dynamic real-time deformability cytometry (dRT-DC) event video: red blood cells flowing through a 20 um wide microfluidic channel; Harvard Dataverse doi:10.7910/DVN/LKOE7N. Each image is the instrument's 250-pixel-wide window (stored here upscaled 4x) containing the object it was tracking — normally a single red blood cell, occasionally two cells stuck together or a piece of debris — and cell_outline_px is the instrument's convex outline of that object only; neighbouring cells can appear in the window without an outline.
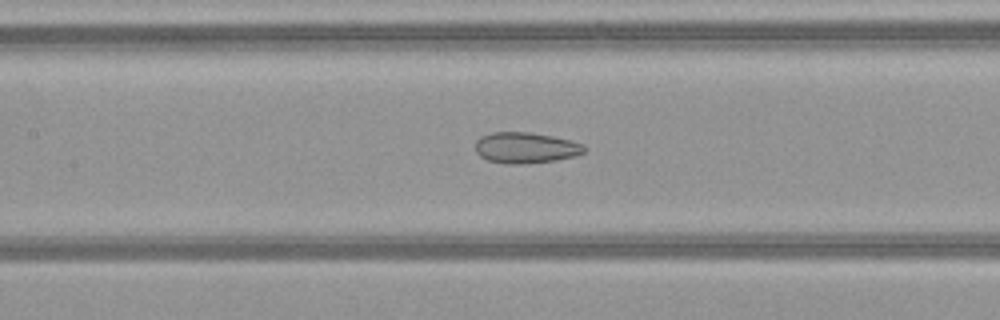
{"species": "common noctule bat (a hibernating species)", "species_latin": "Nyctalus noctula", "temperature_condition": "warm", "stored_images_in_passage": 50, "camera_frame_rate_fps": 3000, "um_per_image_px": 0.085, "animal": {"sex": "female", "body_mass_g": 21.9}, "frame": {"image": 1, "passage_image": 24, "time_ms": 7.667, "image_size_px": [1000, 320], "cell_outline_px": [[584, 152], [576, 156], [556, 160], [520, 164], [508, 164], [488, 160], [480, 156], [476, 152], [476, 140], [480, 136], [492, 132], [528, 132], [552, 136], [584, 144]], "centroid_in_image_um": [44.66, 12.56], "position_along_channel_um": 162.7, "area_um2": 19.54}}
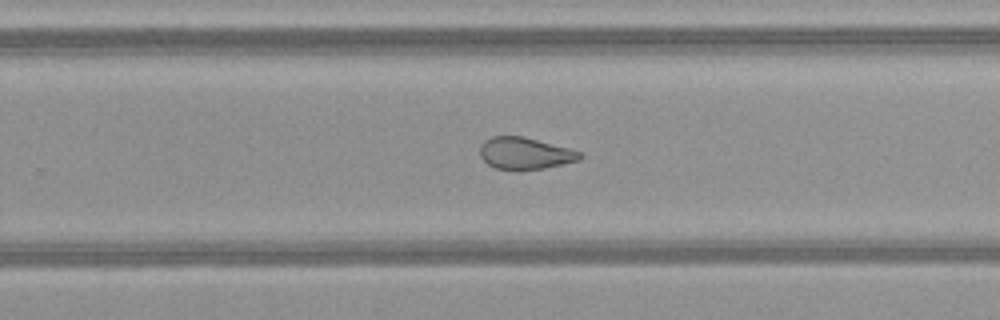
{"frame": {"image": 2, "passage_image": 33, "time_ms": 10.667, "image_size_px": [1000, 320], "cell_outline_px": [[584, 156], [580, 160], [544, 168], [496, 168], [488, 164], [480, 156], [480, 144], [484, 140], [492, 136], [524, 136], [568, 148], [580, 152]], "centroid_in_image_um": [44.62, 13.0], "position_along_channel_um": 285.2, "area_um2": 18.21}}
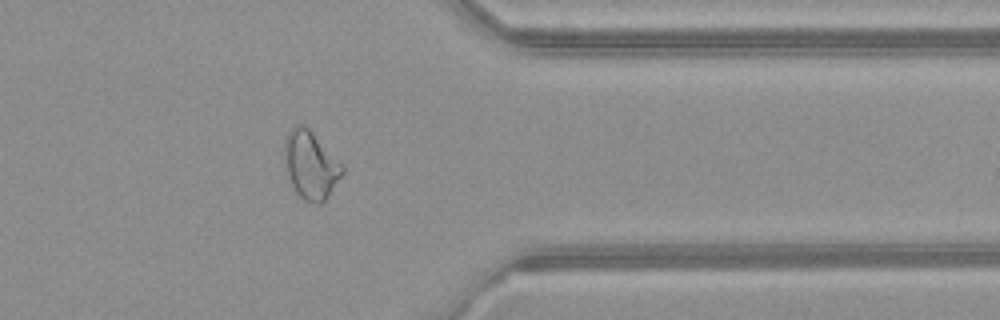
{"frame": {"image": 3, "passage_image": 41, "time_ms": 13.333, "image_size_px": [1000, 320], "cell_outline_px": [[344, 172], [328, 196], [320, 204], [316, 204], [304, 200], [296, 192], [288, 176], [284, 156], [284, 140], [288, 132], [296, 124], [304, 124], [344, 164]], "centroid_in_image_um": [26.42, 14.01], "position_along_channel_um": 385.0, "area_um2": 22.89}, "authors_computed_cell_mechanics": {"area_um2": 24.1315, "velocity_mm_per_s": 4.0937, "shape_relaxation_time_tau1_ms": null, "shape_relaxation_time_tau2_ms": 1.8146, "deformation_change_tau1": null, "deformation_change_tau2": 0.0919}}